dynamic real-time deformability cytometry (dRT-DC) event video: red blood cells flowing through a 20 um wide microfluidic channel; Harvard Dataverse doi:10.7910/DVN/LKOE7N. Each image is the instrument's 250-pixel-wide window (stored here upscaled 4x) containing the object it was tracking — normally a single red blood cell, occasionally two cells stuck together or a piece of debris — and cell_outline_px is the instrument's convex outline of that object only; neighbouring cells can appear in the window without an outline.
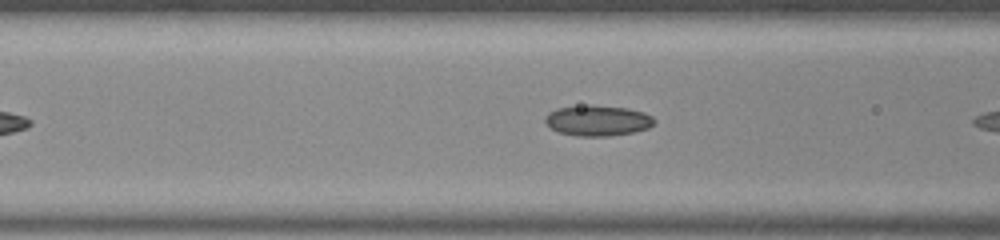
{"species": "common noctule bat (a hibernating species)", "species_latin": "Nyctalus noctula", "temperature_condition": "room temperature", "stored_images_in_passage": 8, "camera_frame_rate_fps": 3000, "um_per_image_px": 0.085, "animal": {"sex": "male", "body_mass_g": 20.0, "forearm_length_mm": 53.3}, "frame": {"image": 1, "passage_image": 6, "time_ms": 1.667, "image_size_px": [1000, 240], "cell_outline_px": [[656, 120], [648, 128], [632, 132], [608, 136], [576, 136], [560, 132], [552, 128], [544, 120], [544, 116], [548, 112], [556, 108], [592, 104], [628, 108], [644, 112], [652, 116]], "centroid_in_image_um": [50.79, 10.23], "position_along_channel_um": 115.8, "area_um2": 19.54}}